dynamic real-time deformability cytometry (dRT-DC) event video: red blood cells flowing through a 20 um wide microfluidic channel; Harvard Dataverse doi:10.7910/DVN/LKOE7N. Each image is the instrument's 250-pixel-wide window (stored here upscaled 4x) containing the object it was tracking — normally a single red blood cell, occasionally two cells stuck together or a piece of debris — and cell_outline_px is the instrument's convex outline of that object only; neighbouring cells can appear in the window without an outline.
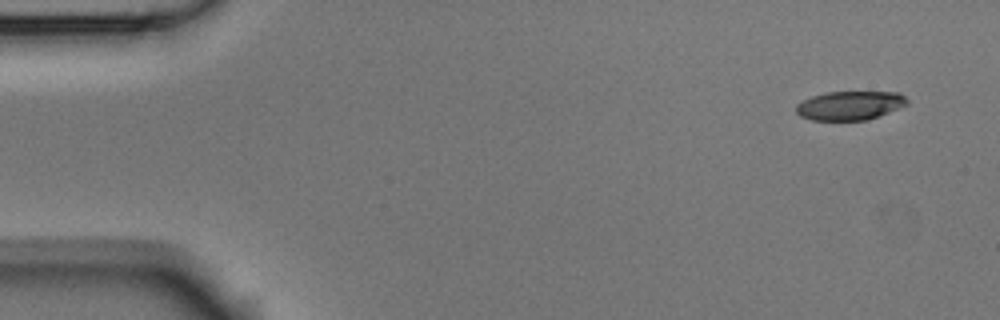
{"species": "Egyptian fruit bat (a non-hibernating species)", "species_latin": "Rousettus aegyptiacus", "temperature_condition": "room temperature", "stored_images_in_passage": 5, "camera_frame_rate_fps": 3000, "um_per_image_px": 0.085, "animal": {"sex": "male"}, "frame": {"image": 1, "passage_image": 1, "time_ms": 0.0, "image_size_px": [1000, 320], "cell_outline_px": [[908, 104], [868, 120], [812, 120], [800, 116], [796, 112], [796, 104], [812, 96], [828, 92], [900, 92], [908, 100]], "centroid_in_image_um": [72.24, 8.97], "position_along_channel_um": 12.8, "area_um2": 18.61}}
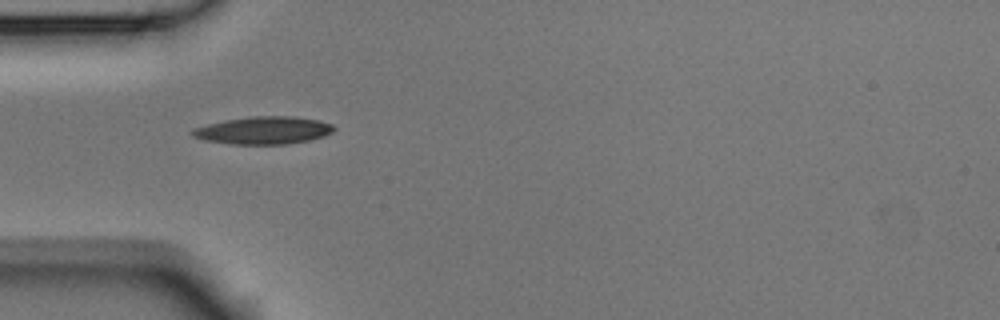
{"frame": {"image": 2, "passage_image": 4, "time_ms": 1.0, "image_size_px": [1000, 320], "cell_outline_px": [[336, 128], [332, 132], [324, 136], [308, 140], [288, 144], [232, 144], [208, 140], [192, 136], [192, 132], [196, 128], [208, 124], [224, 120], [252, 116], [296, 116], [316, 120], [332, 124]], "centroid_in_image_um": [22.45, 11.07], "position_along_channel_um": 62.6, "area_um2": 22.48}}
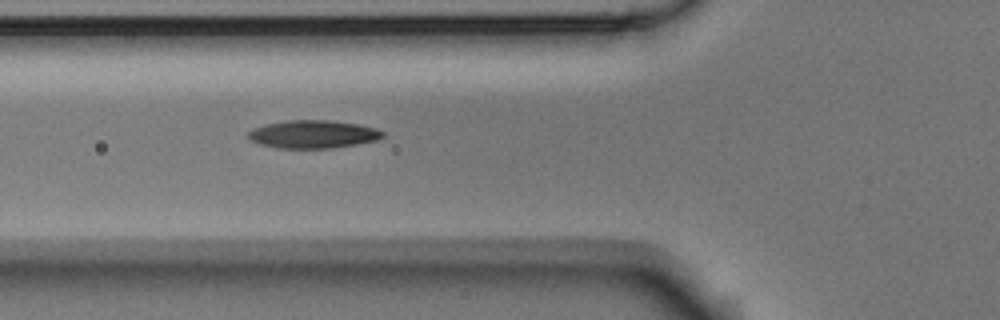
{"frame": {"image": 3, "passage_image": 5, "time_ms": 1.333, "image_size_px": [1000, 320], "cell_outline_px": [[384, 136], [376, 140], [356, 144], [332, 148], [276, 148], [260, 144], [248, 140], [248, 132], [252, 128], [264, 124], [288, 120], [328, 120], [356, 124], [376, 128], [384, 132]], "centroid_in_image_um": [26.56, 11.41], "position_along_channel_um": 99.2, "area_um2": 21.96}}